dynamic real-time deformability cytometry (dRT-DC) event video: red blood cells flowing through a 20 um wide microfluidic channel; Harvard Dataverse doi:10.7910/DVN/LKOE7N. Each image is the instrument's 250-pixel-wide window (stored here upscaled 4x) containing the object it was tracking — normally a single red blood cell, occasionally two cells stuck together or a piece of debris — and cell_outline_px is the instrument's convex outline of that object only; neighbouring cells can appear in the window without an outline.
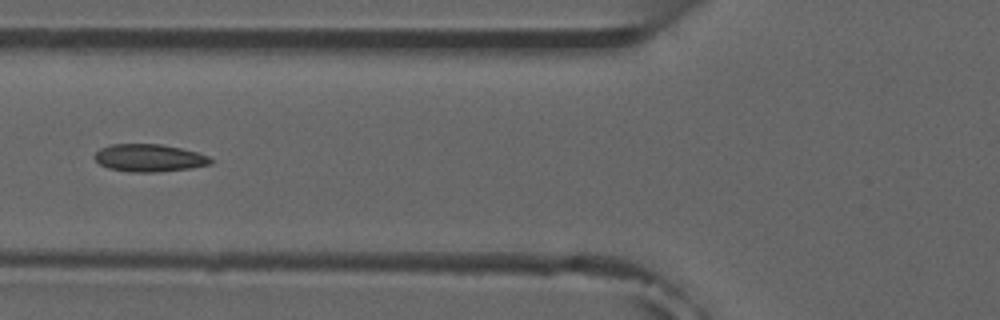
{"species": "common noctule bat (a hibernating species)", "species_latin": "Nyctalus noctula", "temperature_condition": "room temperature", "stored_images_in_passage": 5, "camera_frame_rate_fps": 3000, "um_per_image_px": 0.085, "animal": {"sex": "male", "forearm_length_mm": 52.5}, "frame": {"image": 1, "passage_image": 4, "time_ms": 3.667, "image_size_px": [1000, 320], "cell_outline_px": [[212, 164], [192, 168], [152, 172], [132, 172], [108, 168], [100, 164], [92, 156], [100, 148], [112, 144], [160, 144], [180, 148], [196, 152], [208, 156], [212, 160]], "centroid_in_image_um": [12.66, 13.42], "position_along_channel_um": 113.1, "area_um2": 18.55}}
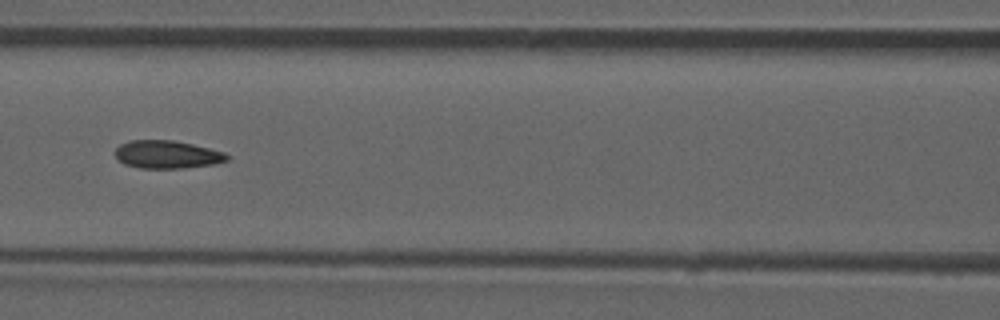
{"frame": {"image": 2, "passage_image": 5, "time_ms": 4.667, "image_size_px": [1000, 320], "cell_outline_px": [[228, 160], [216, 164], [184, 168], [140, 168], [124, 164], [116, 156], [116, 148], [120, 144], [128, 140], [172, 140], [192, 144], [224, 152], [228, 156]], "centroid_in_image_um": [14.2, 13.13], "position_along_channel_um": 152.4, "area_um2": 18.15}}